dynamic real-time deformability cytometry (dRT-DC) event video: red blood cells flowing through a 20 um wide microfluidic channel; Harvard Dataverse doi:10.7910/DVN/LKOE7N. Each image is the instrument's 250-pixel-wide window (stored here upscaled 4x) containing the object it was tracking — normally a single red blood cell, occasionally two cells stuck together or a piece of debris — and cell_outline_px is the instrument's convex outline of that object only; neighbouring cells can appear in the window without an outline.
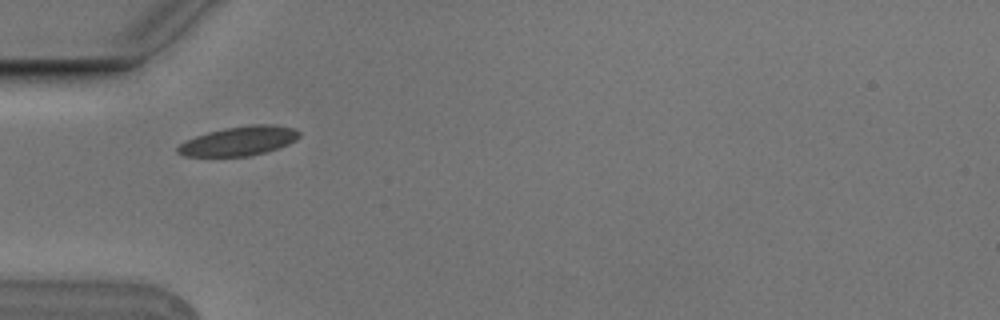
{"species": "Egyptian fruit bat (a non-hibernating species)", "species_latin": "Rousettus aegyptiacus", "temperature_condition": "cold", "stored_images_in_passage": 6, "camera_frame_rate_fps": 3000, "um_per_image_px": 0.085, "animal": {"sex": "male"}, "frame": {"image": 1, "passage_image": 5, "time_ms": 1.333, "image_size_px": [1000, 320], "cell_outline_px": [[300, 136], [296, 140], [288, 144], [264, 152], [248, 156], [184, 156], [176, 152], [176, 148], [180, 144], [196, 136], [208, 132], [224, 128], [252, 124], [272, 124], [296, 128], [300, 132]], "centroid_in_image_um": [20.33, 11.97], "position_along_channel_um": 64.7, "area_um2": 20.63}}